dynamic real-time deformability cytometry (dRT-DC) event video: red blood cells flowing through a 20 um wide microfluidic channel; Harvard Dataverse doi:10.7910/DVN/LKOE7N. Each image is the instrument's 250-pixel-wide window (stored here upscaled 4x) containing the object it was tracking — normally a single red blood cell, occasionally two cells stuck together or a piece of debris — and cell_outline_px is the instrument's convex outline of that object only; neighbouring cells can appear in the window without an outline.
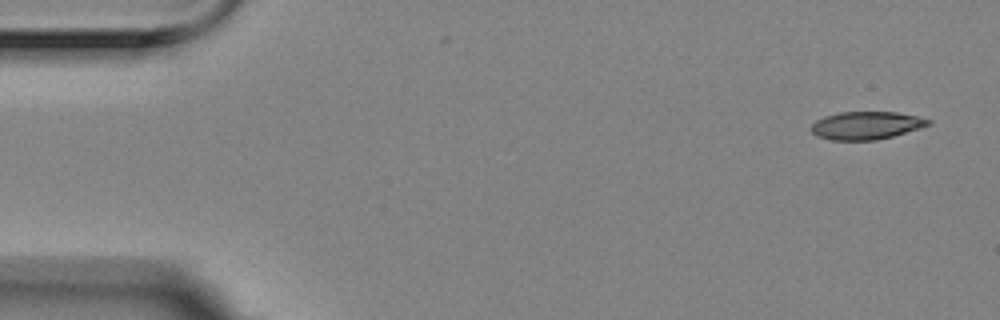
{"species": "Egyptian fruit bat (a non-hibernating species)", "species_latin": "Rousettus aegyptiacus", "temperature_condition": "room temperature", "stored_images_in_passage": 5, "segment_of_instrument_passage": [2, 2], "camera_frame_rate_fps": 3000, "um_per_image_px": 0.085, "animal": {"sex": "female"}, "frame": {"image": 1, "passage_image": 5, "time_ms": 1.333, "image_size_px": [1000, 320], "cell_outline_px": [[932, 124], [920, 128], [892, 136], [876, 140], [832, 140], [816, 136], [812, 132], [812, 124], [816, 120], [824, 116], [840, 112], [896, 112], [916, 116], [932, 120]], "centroid_in_image_um": [73.63, 10.66], "position_along_channel_um": 11.4, "area_um2": 18.96}}